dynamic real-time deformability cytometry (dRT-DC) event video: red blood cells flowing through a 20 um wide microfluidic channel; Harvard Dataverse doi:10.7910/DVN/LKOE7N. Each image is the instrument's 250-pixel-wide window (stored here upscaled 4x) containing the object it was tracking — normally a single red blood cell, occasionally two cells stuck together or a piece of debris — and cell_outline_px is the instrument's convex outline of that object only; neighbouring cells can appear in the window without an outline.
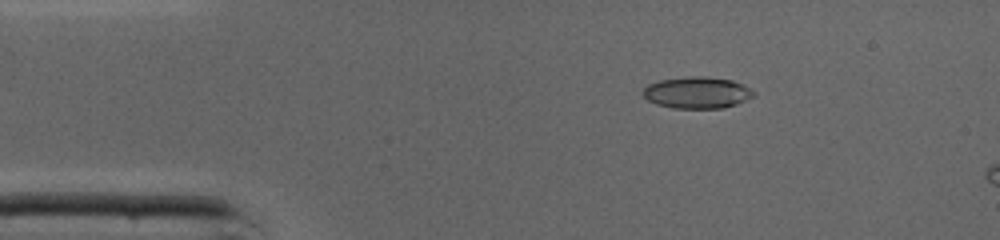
{"species": "common noctule bat (a hibernating species)", "species_latin": "Nyctalus noctula", "temperature_condition": "cold", "stored_images_in_passage": 6, "camera_frame_rate_fps": 3000, "um_per_image_px": 0.085, "animal": {"sex": "male", "body_mass_g": 19.0, "forearm_length_mm": 50.8}, "frame": {"image": 1, "passage_image": 1, "time_ms": 0.0, "image_size_px": [1000, 240], "cell_outline_px": [[756, 96], [736, 104], [724, 108], [672, 108], [656, 104], [648, 100], [640, 92], [648, 84], [660, 80], [688, 76], [708, 76], [732, 80], [756, 92]], "centroid_in_image_um": [59.24, 7.87], "position_along_channel_um": 25.8, "area_um2": 20.52}}